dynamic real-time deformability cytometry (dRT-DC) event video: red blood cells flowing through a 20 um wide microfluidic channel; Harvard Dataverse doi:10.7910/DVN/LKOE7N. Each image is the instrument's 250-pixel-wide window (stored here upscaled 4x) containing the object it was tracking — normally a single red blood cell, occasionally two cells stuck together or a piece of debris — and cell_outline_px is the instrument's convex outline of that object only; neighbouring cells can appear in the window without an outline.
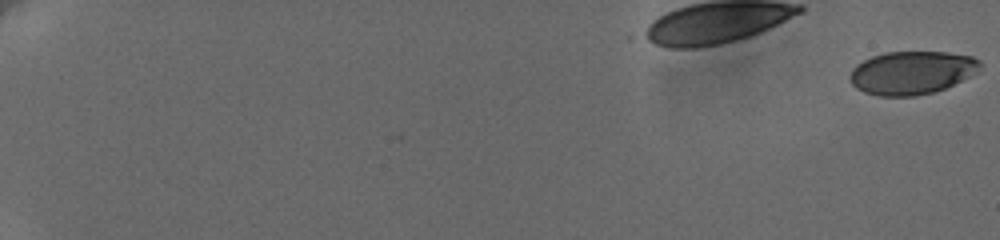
{"species": "human", "species_latin": "Homo sapiens", "temperature_condition": "cold", "stored_images_in_passage": 50, "camera_frame_rate_fps": 3000, "um_per_image_px": 0.085, "donor": {"sex": "female"}, "frame": {"image": 1, "passage_image": 1, "time_ms": 0.0, "image_size_px": [1000, 240], "cell_outline_px": [[980, 64], [976, 72], [944, 88], [932, 92], [916, 96], [880, 96], [864, 92], [856, 88], [852, 84], [848, 76], [852, 68], [856, 64], [872, 56], [884, 52], [948, 52], [972, 56], [980, 60]], "centroid_in_image_um": [77.44, 6.17], "position_along_channel_um": 7.6, "area_um2": 32.6}}
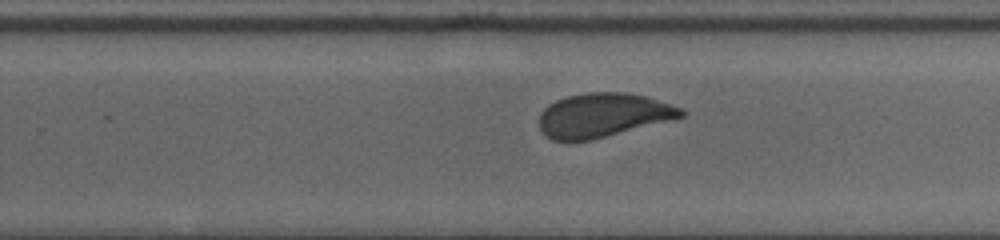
{"frame": {"image": 2, "passage_image": 34, "time_ms": 11.0, "image_size_px": [1000, 240], "cell_outline_px": [[684, 116], [592, 140], [552, 140], [544, 136], [540, 128], [540, 112], [548, 104], [556, 100], [568, 96], [584, 92], [628, 92], [644, 96], [684, 108]], "centroid_in_image_um": [51.22, 9.78], "position_along_channel_um": 278.6, "area_um2": 36.24}}
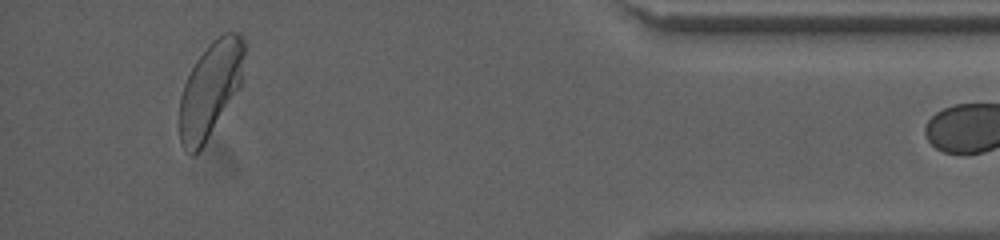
{"frame": {"image": 3, "passage_image": 49, "time_ms": 16.0, "image_size_px": [1000, 240], "cell_outline_px": [[244, 56], [240, 84], [204, 144], [192, 156], [180, 144], [180, 96], [184, 84], [196, 60], [208, 44], [212, 40], [224, 32], [236, 32], [244, 40]], "centroid_in_image_um": [17.85, 7.56], "position_along_channel_um": 417.3, "area_um2": 35.14}}